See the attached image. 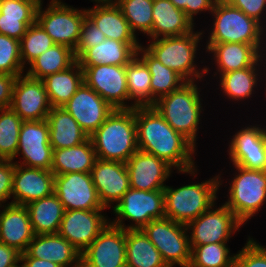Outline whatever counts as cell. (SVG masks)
Instances as JSON below:
<instances>
[{"mask_svg": "<svg viewBox=\"0 0 266 267\" xmlns=\"http://www.w3.org/2000/svg\"><path fill=\"white\" fill-rule=\"evenodd\" d=\"M138 150L163 159L178 173L196 175L195 147L176 132L154 107H135Z\"/></svg>", "mask_w": 266, "mask_h": 267, "instance_id": "cell-1", "label": "cell"}, {"mask_svg": "<svg viewBox=\"0 0 266 267\" xmlns=\"http://www.w3.org/2000/svg\"><path fill=\"white\" fill-rule=\"evenodd\" d=\"M89 138L97 159L126 163L138 150L135 108L114 109Z\"/></svg>", "mask_w": 266, "mask_h": 267, "instance_id": "cell-2", "label": "cell"}, {"mask_svg": "<svg viewBox=\"0 0 266 267\" xmlns=\"http://www.w3.org/2000/svg\"><path fill=\"white\" fill-rule=\"evenodd\" d=\"M211 13L212 16L214 15L215 21L207 44L244 43L253 45L257 49V61H263L264 54L262 52L266 50L260 49L265 31L261 26L262 23L245 15L239 8L230 5L225 0H217Z\"/></svg>", "mask_w": 266, "mask_h": 267, "instance_id": "cell-3", "label": "cell"}, {"mask_svg": "<svg viewBox=\"0 0 266 267\" xmlns=\"http://www.w3.org/2000/svg\"><path fill=\"white\" fill-rule=\"evenodd\" d=\"M194 83H184L179 89L159 98L153 107L176 132L195 146L203 108L200 90Z\"/></svg>", "mask_w": 266, "mask_h": 267, "instance_id": "cell-4", "label": "cell"}, {"mask_svg": "<svg viewBox=\"0 0 266 267\" xmlns=\"http://www.w3.org/2000/svg\"><path fill=\"white\" fill-rule=\"evenodd\" d=\"M220 176L210 178L208 181L172 188H164L165 217L187 225L198 218L202 213L214 208L222 181ZM221 181V182H220Z\"/></svg>", "mask_w": 266, "mask_h": 267, "instance_id": "cell-5", "label": "cell"}, {"mask_svg": "<svg viewBox=\"0 0 266 267\" xmlns=\"http://www.w3.org/2000/svg\"><path fill=\"white\" fill-rule=\"evenodd\" d=\"M203 32H189L180 36L153 39L146 49L157 58L164 66L180 75L186 82L203 79L208 74L207 67L199 71L194 63L198 42L202 39Z\"/></svg>", "mask_w": 266, "mask_h": 267, "instance_id": "cell-6", "label": "cell"}, {"mask_svg": "<svg viewBox=\"0 0 266 267\" xmlns=\"http://www.w3.org/2000/svg\"><path fill=\"white\" fill-rule=\"evenodd\" d=\"M238 171L224 204L244 224L260 211L266 202V171H256L234 165Z\"/></svg>", "mask_w": 266, "mask_h": 267, "instance_id": "cell-7", "label": "cell"}, {"mask_svg": "<svg viewBox=\"0 0 266 267\" xmlns=\"http://www.w3.org/2000/svg\"><path fill=\"white\" fill-rule=\"evenodd\" d=\"M141 230L159 250L168 267L175 264L189 267L192 249L185 224L164 217L152 220Z\"/></svg>", "mask_w": 266, "mask_h": 267, "instance_id": "cell-8", "label": "cell"}, {"mask_svg": "<svg viewBox=\"0 0 266 267\" xmlns=\"http://www.w3.org/2000/svg\"><path fill=\"white\" fill-rule=\"evenodd\" d=\"M113 212L117 216L115 220L110 222L111 224L124 230L142 229L152 220L165 217L164 191L130 188L113 207ZM124 219H129L134 224L126 226Z\"/></svg>", "mask_w": 266, "mask_h": 267, "instance_id": "cell-9", "label": "cell"}, {"mask_svg": "<svg viewBox=\"0 0 266 267\" xmlns=\"http://www.w3.org/2000/svg\"><path fill=\"white\" fill-rule=\"evenodd\" d=\"M45 11L38 6L36 22L52 38L55 44H61L75 50L80 39L82 23L86 9L79 10L66 4H48Z\"/></svg>", "mask_w": 266, "mask_h": 267, "instance_id": "cell-10", "label": "cell"}, {"mask_svg": "<svg viewBox=\"0 0 266 267\" xmlns=\"http://www.w3.org/2000/svg\"><path fill=\"white\" fill-rule=\"evenodd\" d=\"M212 209V210H211ZM243 223L225 205L217 209L210 208L198 218L190 221L186 227L191 230L190 245L227 243L231 234L238 231Z\"/></svg>", "mask_w": 266, "mask_h": 267, "instance_id": "cell-11", "label": "cell"}, {"mask_svg": "<svg viewBox=\"0 0 266 267\" xmlns=\"http://www.w3.org/2000/svg\"><path fill=\"white\" fill-rule=\"evenodd\" d=\"M80 67L84 82L114 109H131L125 102L129 101L126 66L99 64Z\"/></svg>", "mask_w": 266, "mask_h": 267, "instance_id": "cell-12", "label": "cell"}, {"mask_svg": "<svg viewBox=\"0 0 266 267\" xmlns=\"http://www.w3.org/2000/svg\"><path fill=\"white\" fill-rule=\"evenodd\" d=\"M81 267H126V230L109 222L81 253Z\"/></svg>", "mask_w": 266, "mask_h": 267, "instance_id": "cell-13", "label": "cell"}, {"mask_svg": "<svg viewBox=\"0 0 266 267\" xmlns=\"http://www.w3.org/2000/svg\"><path fill=\"white\" fill-rule=\"evenodd\" d=\"M54 193L65 210H105L93 184L91 172L55 175Z\"/></svg>", "mask_w": 266, "mask_h": 267, "instance_id": "cell-14", "label": "cell"}, {"mask_svg": "<svg viewBox=\"0 0 266 267\" xmlns=\"http://www.w3.org/2000/svg\"><path fill=\"white\" fill-rule=\"evenodd\" d=\"M22 154L20 165L51 170L53 148L49 142V125L45 120L23 121L16 156Z\"/></svg>", "mask_w": 266, "mask_h": 267, "instance_id": "cell-15", "label": "cell"}, {"mask_svg": "<svg viewBox=\"0 0 266 267\" xmlns=\"http://www.w3.org/2000/svg\"><path fill=\"white\" fill-rule=\"evenodd\" d=\"M91 136L113 112L114 108L85 82L62 106Z\"/></svg>", "mask_w": 266, "mask_h": 267, "instance_id": "cell-16", "label": "cell"}, {"mask_svg": "<svg viewBox=\"0 0 266 267\" xmlns=\"http://www.w3.org/2000/svg\"><path fill=\"white\" fill-rule=\"evenodd\" d=\"M103 210H65L58 234L82 253L110 222Z\"/></svg>", "mask_w": 266, "mask_h": 267, "instance_id": "cell-17", "label": "cell"}, {"mask_svg": "<svg viewBox=\"0 0 266 267\" xmlns=\"http://www.w3.org/2000/svg\"><path fill=\"white\" fill-rule=\"evenodd\" d=\"M10 108L23 121L45 120L51 110L43 81L26 74L17 77Z\"/></svg>", "mask_w": 266, "mask_h": 267, "instance_id": "cell-18", "label": "cell"}, {"mask_svg": "<svg viewBox=\"0 0 266 267\" xmlns=\"http://www.w3.org/2000/svg\"><path fill=\"white\" fill-rule=\"evenodd\" d=\"M233 165L250 170L266 171V129L255 126L241 128L229 144Z\"/></svg>", "mask_w": 266, "mask_h": 267, "instance_id": "cell-19", "label": "cell"}, {"mask_svg": "<svg viewBox=\"0 0 266 267\" xmlns=\"http://www.w3.org/2000/svg\"><path fill=\"white\" fill-rule=\"evenodd\" d=\"M130 188L164 190V182L171 175L172 166L155 155L137 150L126 162Z\"/></svg>", "mask_w": 266, "mask_h": 267, "instance_id": "cell-20", "label": "cell"}, {"mask_svg": "<svg viewBox=\"0 0 266 267\" xmlns=\"http://www.w3.org/2000/svg\"><path fill=\"white\" fill-rule=\"evenodd\" d=\"M93 184L103 207L117 204L130 189L126 163L96 159L91 170Z\"/></svg>", "mask_w": 266, "mask_h": 267, "instance_id": "cell-21", "label": "cell"}, {"mask_svg": "<svg viewBox=\"0 0 266 267\" xmlns=\"http://www.w3.org/2000/svg\"><path fill=\"white\" fill-rule=\"evenodd\" d=\"M10 203L26 206L28 203L49 196L54 192V177L51 170L30 168L16 161Z\"/></svg>", "mask_w": 266, "mask_h": 267, "instance_id": "cell-22", "label": "cell"}, {"mask_svg": "<svg viewBox=\"0 0 266 267\" xmlns=\"http://www.w3.org/2000/svg\"><path fill=\"white\" fill-rule=\"evenodd\" d=\"M20 257L44 259L61 267H81V253L59 234L35 235Z\"/></svg>", "mask_w": 266, "mask_h": 267, "instance_id": "cell-23", "label": "cell"}, {"mask_svg": "<svg viewBox=\"0 0 266 267\" xmlns=\"http://www.w3.org/2000/svg\"><path fill=\"white\" fill-rule=\"evenodd\" d=\"M34 236L26 206L9 203L0 210V242L23 253Z\"/></svg>", "mask_w": 266, "mask_h": 267, "instance_id": "cell-24", "label": "cell"}, {"mask_svg": "<svg viewBox=\"0 0 266 267\" xmlns=\"http://www.w3.org/2000/svg\"><path fill=\"white\" fill-rule=\"evenodd\" d=\"M38 6L32 0H0V34L20 41L36 22Z\"/></svg>", "mask_w": 266, "mask_h": 267, "instance_id": "cell-25", "label": "cell"}, {"mask_svg": "<svg viewBox=\"0 0 266 267\" xmlns=\"http://www.w3.org/2000/svg\"><path fill=\"white\" fill-rule=\"evenodd\" d=\"M86 16L103 32L108 39L126 44H139L117 5H95L86 9Z\"/></svg>", "mask_w": 266, "mask_h": 267, "instance_id": "cell-26", "label": "cell"}, {"mask_svg": "<svg viewBox=\"0 0 266 267\" xmlns=\"http://www.w3.org/2000/svg\"><path fill=\"white\" fill-rule=\"evenodd\" d=\"M194 24L170 0L153 1L152 40L192 32Z\"/></svg>", "mask_w": 266, "mask_h": 267, "instance_id": "cell-27", "label": "cell"}, {"mask_svg": "<svg viewBox=\"0 0 266 267\" xmlns=\"http://www.w3.org/2000/svg\"><path fill=\"white\" fill-rule=\"evenodd\" d=\"M49 142L53 149L74 147L89 139V135L63 107H51L46 118Z\"/></svg>", "mask_w": 266, "mask_h": 267, "instance_id": "cell-28", "label": "cell"}, {"mask_svg": "<svg viewBox=\"0 0 266 267\" xmlns=\"http://www.w3.org/2000/svg\"><path fill=\"white\" fill-rule=\"evenodd\" d=\"M141 44H126L106 38L93 48H87L78 58L80 66L119 65L126 66L135 56Z\"/></svg>", "mask_w": 266, "mask_h": 267, "instance_id": "cell-29", "label": "cell"}, {"mask_svg": "<svg viewBox=\"0 0 266 267\" xmlns=\"http://www.w3.org/2000/svg\"><path fill=\"white\" fill-rule=\"evenodd\" d=\"M96 159L95 149L89 138L74 147L53 149L51 171L54 175L89 173Z\"/></svg>", "mask_w": 266, "mask_h": 267, "instance_id": "cell-30", "label": "cell"}, {"mask_svg": "<svg viewBox=\"0 0 266 267\" xmlns=\"http://www.w3.org/2000/svg\"><path fill=\"white\" fill-rule=\"evenodd\" d=\"M207 52L214 53L217 64L215 74L251 67L257 61V49L253 45L244 43L206 44Z\"/></svg>", "mask_w": 266, "mask_h": 267, "instance_id": "cell-31", "label": "cell"}, {"mask_svg": "<svg viewBox=\"0 0 266 267\" xmlns=\"http://www.w3.org/2000/svg\"><path fill=\"white\" fill-rule=\"evenodd\" d=\"M26 207L35 235L58 234L65 209L54 192L28 203Z\"/></svg>", "mask_w": 266, "mask_h": 267, "instance_id": "cell-32", "label": "cell"}, {"mask_svg": "<svg viewBox=\"0 0 266 267\" xmlns=\"http://www.w3.org/2000/svg\"><path fill=\"white\" fill-rule=\"evenodd\" d=\"M51 107H62L84 82V73L76 61L68 69L42 79Z\"/></svg>", "mask_w": 266, "mask_h": 267, "instance_id": "cell-33", "label": "cell"}, {"mask_svg": "<svg viewBox=\"0 0 266 267\" xmlns=\"http://www.w3.org/2000/svg\"><path fill=\"white\" fill-rule=\"evenodd\" d=\"M126 267L168 266L141 229H129L126 230Z\"/></svg>", "mask_w": 266, "mask_h": 267, "instance_id": "cell-34", "label": "cell"}, {"mask_svg": "<svg viewBox=\"0 0 266 267\" xmlns=\"http://www.w3.org/2000/svg\"><path fill=\"white\" fill-rule=\"evenodd\" d=\"M141 54V57H140ZM136 55L146 64L151 74L152 100L156 102L162 96L179 89L186 81L170 68L164 66L142 45Z\"/></svg>", "mask_w": 266, "mask_h": 267, "instance_id": "cell-35", "label": "cell"}, {"mask_svg": "<svg viewBox=\"0 0 266 267\" xmlns=\"http://www.w3.org/2000/svg\"><path fill=\"white\" fill-rule=\"evenodd\" d=\"M76 61L74 50L65 45L55 44L29 64L26 75L42 80L49 75L68 69Z\"/></svg>", "mask_w": 266, "mask_h": 267, "instance_id": "cell-36", "label": "cell"}, {"mask_svg": "<svg viewBox=\"0 0 266 267\" xmlns=\"http://www.w3.org/2000/svg\"><path fill=\"white\" fill-rule=\"evenodd\" d=\"M126 78L129 100H134L131 108L153 107L155 102L152 100L151 74L139 56L136 55L126 65Z\"/></svg>", "mask_w": 266, "mask_h": 267, "instance_id": "cell-37", "label": "cell"}, {"mask_svg": "<svg viewBox=\"0 0 266 267\" xmlns=\"http://www.w3.org/2000/svg\"><path fill=\"white\" fill-rule=\"evenodd\" d=\"M261 63L256 61L251 67H246L240 70H234L222 74L220 78V85L223 93L228 98L233 100H243L251 97L254 92V88L257 87L258 70L257 66Z\"/></svg>", "mask_w": 266, "mask_h": 267, "instance_id": "cell-38", "label": "cell"}, {"mask_svg": "<svg viewBox=\"0 0 266 267\" xmlns=\"http://www.w3.org/2000/svg\"><path fill=\"white\" fill-rule=\"evenodd\" d=\"M154 0H119L117 6L127 20L131 31H141L152 39Z\"/></svg>", "mask_w": 266, "mask_h": 267, "instance_id": "cell-39", "label": "cell"}, {"mask_svg": "<svg viewBox=\"0 0 266 267\" xmlns=\"http://www.w3.org/2000/svg\"><path fill=\"white\" fill-rule=\"evenodd\" d=\"M23 120L10 107L0 109V160H14Z\"/></svg>", "mask_w": 266, "mask_h": 267, "instance_id": "cell-40", "label": "cell"}, {"mask_svg": "<svg viewBox=\"0 0 266 267\" xmlns=\"http://www.w3.org/2000/svg\"><path fill=\"white\" fill-rule=\"evenodd\" d=\"M226 244L190 245L192 250L189 267H231L235 254H229L230 249Z\"/></svg>", "mask_w": 266, "mask_h": 267, "instance_id": "cell-41", "label": "cell"}, {"mask_svg": "<svg viewBox=\"0 0 266 267\" xmlns=\"http://www.w3.org/2000/svg\"><path fill=\"white\" fill-rule=\"evenodd\" d=\"M52 38L35 22L30 25L20 39V55L24 67L30 64L46 50L54 46Z\"/></svg>", "mask_w": 266, "mask_h": 267, "instance_id": "cell-42", "label": "cell"}, {"mask_svg": "<svg viewBox=\"0 0 266 267\" xmlns=\"http://www.w3.org/2000/svg\"><path fill=\"white\" fill-rule=\"evenodd\" d=\"M23 71L20 41L0 34V73L20 76Z\"/></svg>", "mask_w": 266, "mask_h": 267, "instance_id": "cell-43", "label": "cell"}, {"mask_svg": "<svg viewBox=\"0 0 266 267\" xmlns=\"http://www.w3.org/2000/svg\"><path fill=\"white\" fill-rule=\"evenodd\" d=\"M234 266L266 267V250L249 237L245 246L235 254Z\"/></svg>", "mask_w": 266, "mask_h": 267, "instance_id": "cell-44", "label": "cell"}, {"mask_svg": "<svg viewBox=\"0 0 266 267\" xmlns=\"http://www.w3.org/2000/svg\"><path fill=\"white\" fill-rule=\"evenodd\" d=\"M106 37L94 23L86 16L81 27L80 39L74 54L76 59L87 49L93 48L104 42Z\"/></svg>", "mask_w": 266, "mask_h": 267, "instance_id": "cell-45", "label": "cell"}, {"mask_svg": "<svg viewBox=\"0 0 266 267\" xmlns=\"http://www.w3.org/2000/svg\"><path fill=\"white\" fill-rule=\"evenodd\" d=\"M15 163L13 160H0V207L11 198Z\"/></svg>", "mask_w": 266, "mask_h": 267, "instance_id": "cell-46", "label": "cell"}, {"mask_svg": "<svg viewBox=\"0 0 266 267\" xmlns=\"http://www.w3.org/2000/svg\"><path fill=\"white\" fill-rule=\"evenodd\" d=\"M230 5L239 8L245 15L261 23V15L266 10V0H225Z\"/></svg>", "mask_w": 266, "mask_h": 267, "instance_id": "cell-47", "label": "cell"}, {"mask_svg": "<svg viewBox=\"0 0 266 267\" xmlns=\"http://www.w3.org/2000/svg\"><path fill=\"white\" fill-rule=\"evenodd\" d=\"M17 77L16 75L0 73V109L10 107Z\"/></svg>", "mask_w": 266, "mask_h": 267, "instance_id": "cell-48", "label": "cell"}, {"mask_svg": "<svg viewBox=\"0 0 266 267\" xmlns=\"http://www.w3.org/2000/svg\"><path fill=\"white\" fill-rule=\"evenodd\" d=\"M217 0H188L187 7L183 10L187 17L194 23V15L201 11L212 12Z\"/></svg>", "mask_w": 266, "mask_h": 267, "instance_id": "cell-49", "label": "cell"}, {"mask_svg": "<svg viewBox=\"0 0 266 267\" xmlns=\"http://www.w3.org/2000/svg\"><path fill=\"white\" fill-rule=\"evenodd\" d=\"M21 253L14 247L0 242V267H11L20 261Z\"/></svg>", "mask_w": 266, "mask_h": 267, "instance_id": "cell-50", "label": "cell"}, {"mask_svg": "<svg viewBox=\"0 0 266 267\" xmlns=\"http://www.w3.org/2000/svg\"><path fill=\"white\" fill-rule=\"evenodd\" d=\"M20 263H22L24 267H61L52 261L34 257H20Z\"/></svg>", "mask_w": 266, "mask_h": 267, "instance_id": "cell-51", "label": "cell"}, {"mask_svg": "<svg viewBox=\"0 0 266 267\" xmlns=\"http://www.w3.org/2000/svg\"><path fill=\"white\" fill-rule=\"evenodd\" d=\"M177 9L184 10L187 7L188 0H170Z\"/></svg>", "mask_w": 266, "mask_h": 267, "instance_id": "cell-52", "label": "cell"}, {"mask_svg": "<svg viewBox=\"0 0 266 267\" xmlns=\"http://www.w3.org/2000/svg\"><path fill=\"white\" fill-rule=\"evenodd\" d=\"M96 2V5H117L119 0H91ZM99 3V4H98Z\"/></svg>", "mask_w": 266, "mask_h": 267, "instance_id": "cell-53", "label": "cell"}, {"mask_svg": "<svg viewBox=\"0 0 266 267\" xmlns=\"http://www.w3.org/2000/svg\"><path fill=\"white\" fill-rule=\"evenodd\" d=\"M50 4L57 5V4H66V3L61 2V0H51Z\"/></svg>", "mask_w": 266, "mask_h": 267, "instance_id": "cell-54", "label": "cell"}, {"mask_svg": "<svg viewBox=\"0 0 266 267\" xmlns=\"http://www.w3.org/2000/svg\"><path fill=\"white\" fill-rule=\"evenodd\" d=\"M32 1H34V2H35L36 4H38L39 6L43 4V3H42L43 0H32Z\"/></svg>", "mask_w": 266, "mask_h": 267, "instance_id": "cell-55", "label": "cell"}, {"mask_svg": "<svg viewBox=\"0 0 266 267\" xmlns=\"http://www.w3.org/2000/svg\"><path fill=\"white\" fill-rule=\"evenodd\" d=\"M18 263H20V261L19 262H17L16 264H14L13 266H11V267H24L23 266V264H20V265H18Z\"/></svg>", "mask_w": 266, "mask_h": 267, "instance_id": "cell-56", "label": "cell"}]
</instances>
